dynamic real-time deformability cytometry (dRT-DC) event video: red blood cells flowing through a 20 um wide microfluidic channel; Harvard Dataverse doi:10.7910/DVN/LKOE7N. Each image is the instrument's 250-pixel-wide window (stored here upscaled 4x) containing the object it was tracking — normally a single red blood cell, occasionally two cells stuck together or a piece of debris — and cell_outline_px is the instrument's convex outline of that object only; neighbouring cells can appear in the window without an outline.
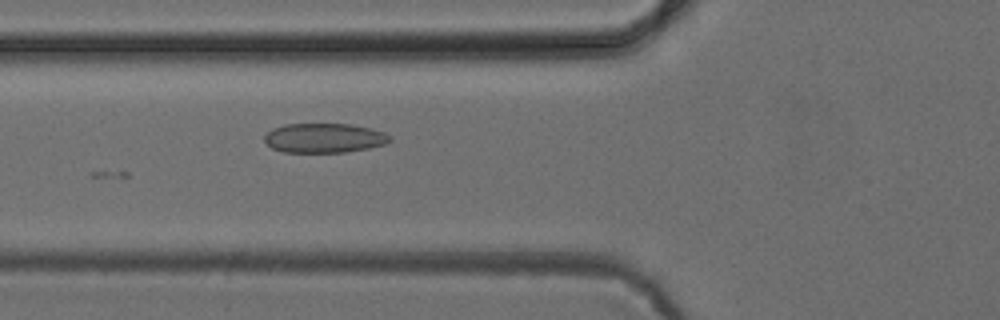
{"species": "common noctule bat (a hibernating species)", "species_latin": "Nyctalus noctula", "temperature_condition": "cold", "stored_images_in_passage": 6, "camera_frame_rate_fps": 3000, "um_per_image_px": 0.085, "animal": {"sex": "female", "body_mass_g": 24.6, "forearm_length_mm": 56.2}, "frame": {"image": 1, "passage_image": 6, "time_ms": 6.0, "image_size_px": [1000, 320], "cell_outline_px": [[392, 140], [384, 144], [368, 148], [344, 152], [284, 152], [272, 148], [264, 140], [264, 136], [272, 128], [284, 124], [352, 124], [372, 128], [384, 132], [392, 136]], "centroid_in_image_um": [27.57, 11.72], "position_along_channel_um": 98.2, "area_um2": 21.62}}